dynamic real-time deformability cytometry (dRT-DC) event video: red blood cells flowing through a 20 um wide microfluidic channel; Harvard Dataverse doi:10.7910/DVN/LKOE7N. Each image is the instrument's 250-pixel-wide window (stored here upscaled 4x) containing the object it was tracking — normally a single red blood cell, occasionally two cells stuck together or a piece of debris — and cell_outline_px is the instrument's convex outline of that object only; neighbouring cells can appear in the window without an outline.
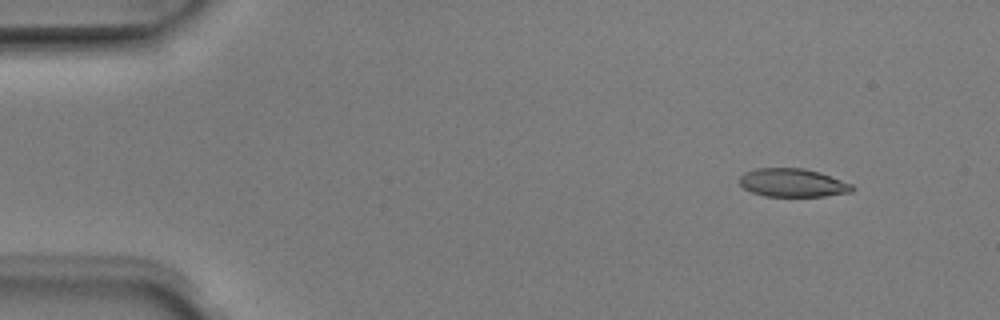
{"species": "Egyptian fruit bat (a non-hibernating species)", "species_latin": "Rousettus aegyptiacus", "temperature_condition": "room temperature", "stored_images_in_passage": 5, "camera_frame_rate_fps": 3000, "um_per_image_px": 0.085, "animal": {"sex": "male"}, "frame": {"image": 1, "passage_image": 2, "time_ms": 0.333, "image_size_px": [1000, 320], "cell_outline_px": [[856, 188], [852, 192], [824, 196], [764, 196], [752, 192], [744, 188], [740, 184], [740, 176], [744, 172], [756, 168], [804, 168], [820, 172], [852, 184]], "centroid_in_image_um": [67.39, 15.53], "position_along_channel_um": 17.6, "area_um2": 18.67}}
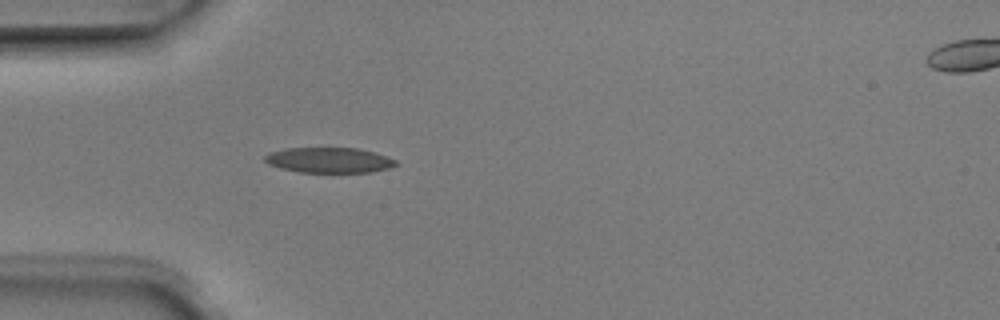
{"frame": {"image": 2, "passage_image": 4, "time_ms": 1.0, "image_size_px": [1000, 320], "cell_outline_px": [[400, 164], [388, 168], [368, 172], [300, 172], [280, 168], [268, 164], [264, 160], [264, 156], [268, 152], [284, 148], [356, 148], [376, 152], [396, 160]], "centroid_in_image_um": [27.95, 13.6], "position_along_channel_um": 57.0, "area_um2": 19.42}}